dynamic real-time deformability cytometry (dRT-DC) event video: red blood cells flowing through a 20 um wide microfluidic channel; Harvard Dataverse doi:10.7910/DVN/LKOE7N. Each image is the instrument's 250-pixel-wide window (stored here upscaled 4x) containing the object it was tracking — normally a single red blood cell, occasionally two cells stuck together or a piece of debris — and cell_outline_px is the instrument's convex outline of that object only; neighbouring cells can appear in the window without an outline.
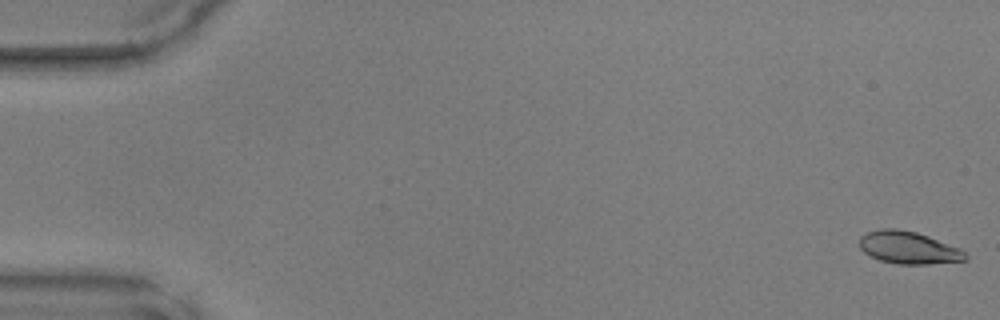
{"species": "common noctule bat (a hibernating species)", "species_latin": "Nyctalus noctula", "temperature_condition": "warm", "stored_images_in_passage": 48, "camera_frame_rate_fps": 3000, "um_per_image_px": 0.085, "animal": {"sex": "male", "body_mass_g": 17.9, "forearm_length_mm": 54.2}, "frame": {"image": 1, "passage_image": 1, "time_ms": 0.0, "image_size_px": [1000, 320], "cell_outline_px": [[968, 256], [964, 260], [928, 264], [896, 264], [880, 260], [864, 252], [860, 248], [860, 236], [868, 232], [880, 228], [896, 228], [916, 232], [928, 236], [960, 248]], "centroid_in_image_um": [77.2, 21.04], "position_along_channel_um": 7.8, "area_um2": 19.88}}
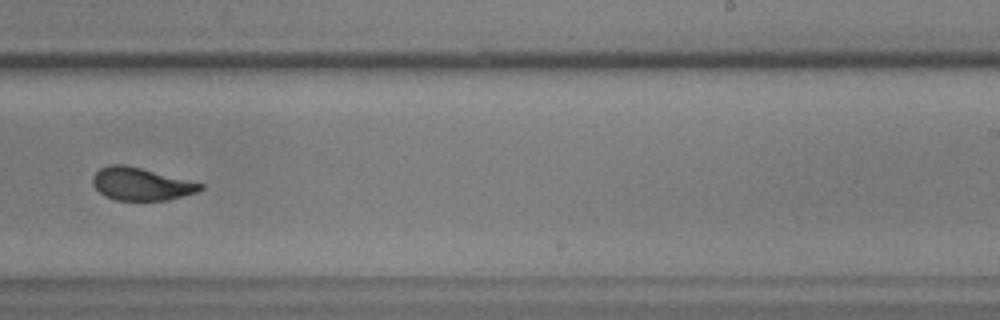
{"frame": {"image": 2, "passage_image": 31, "time_ms": 10.0, "image_size_px": [1000, 320], "cell_outline_px": [[204, 188], [196, 192], [168, 200], [116, 200], [104, 196], [92, 184], [92, 176], [100, 168], [108, 164], [124, 164], [204, 184]], "centroid_in_image_um": [11.95, 15.64], "position_along_channel_um": 277.0, "area_um2": 20.35}}
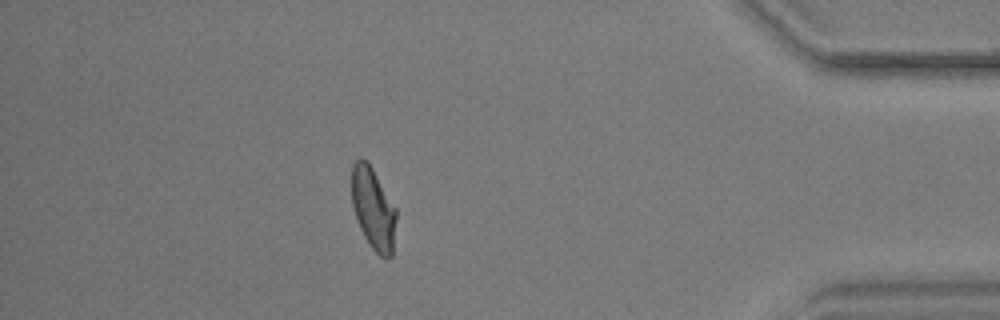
{"frame": {"image": 3, "passage_image": 43, "time_ms": 14.0, "image_size_px": [1000, 320], "cell_outline_px": [[396, 220], [392, 256], [388, 260], [384, 260], [368, 244], [360, 228], [352, 204], [352, 164], [360, 156], [368, 160], [396, 208]], "centroid_in_image_um": [31.73, 17.73], "position_along_channel_um": 403.5, "area_um2": 21.5}}